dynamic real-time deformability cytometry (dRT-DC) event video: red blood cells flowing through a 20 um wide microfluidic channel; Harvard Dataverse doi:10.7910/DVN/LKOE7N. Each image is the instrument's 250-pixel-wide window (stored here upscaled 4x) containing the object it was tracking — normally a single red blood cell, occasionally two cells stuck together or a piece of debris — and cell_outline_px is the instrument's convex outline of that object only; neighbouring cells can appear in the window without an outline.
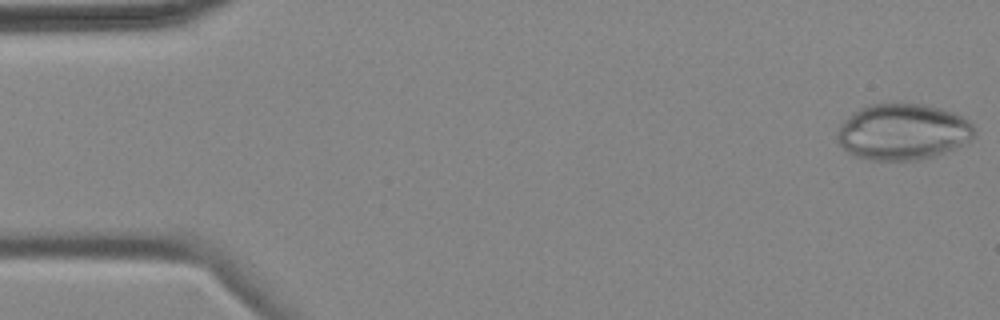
{"species": "common noctule bat (a hibernating species)", "species_latin": "Nyctalus noctula", "temperature_condition": "cold", "stored_images_in_passage": 5, "camera_frame_rate_fps": 3000, "um_per_image_px": 0.085, "animal": {"sex": "female", "body_mass_g": 18.4}, "frame": {"image": 1, "passage_image": 1, "time_ms": 0.0, "image_size_px": [1000, 320], "cell_outline_px": [[976, 136], [972, 140], [944, 152], [932, 156], [916, 160], [868, 160], [852, 156], [836, 140], [836, 132], [840, 124], [852, 112], [860, 108], [872, 104], [924, 104], [940, 108], [952, 112], [968, 120], [976, 128]], "centroid_in_image_um": [76.72, 11.21], "position_along_channel_um": 8.3, "area_um2": 45.08}}